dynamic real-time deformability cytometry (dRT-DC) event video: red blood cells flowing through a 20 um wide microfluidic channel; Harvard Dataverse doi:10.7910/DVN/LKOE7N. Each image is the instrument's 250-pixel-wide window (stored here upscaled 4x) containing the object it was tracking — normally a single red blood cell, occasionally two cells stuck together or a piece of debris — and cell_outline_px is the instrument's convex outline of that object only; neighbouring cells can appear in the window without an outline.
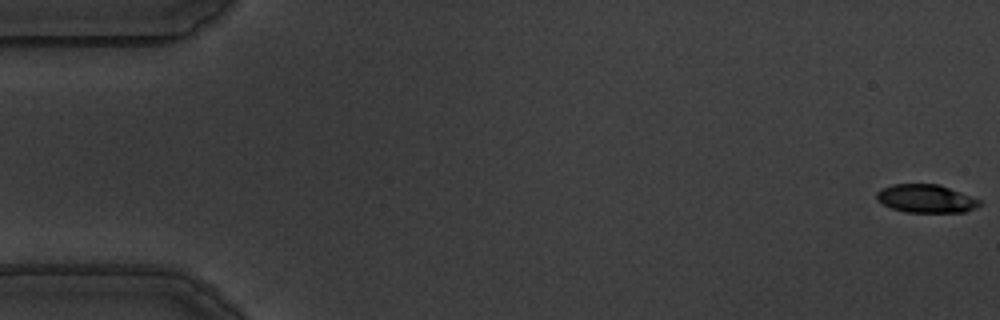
{"species": "common noctule bat (a hibernating species)", "species_latin": "Nyctalus noctula", "temperature_condition": "warm", "stored_images_in_passage": 57, "camera_frame_rate_fps": 3000, "um_per_image_px": 0.085, "animal": {"sex": "male", "body_mass_g": 19.5, "forearm_length_mm": 54.6}, "frame": {"image": 1, "passage_image": 1, "time_ms": 0.0, "image_size_px": [1000, 320], "cell_outline_px": [[980, 204], [976, 208], [964, 212], [908, 212], [892, 208], [876, 200], [876, 192], [892, 184], [940, 184], [980, 200]], "centroid_in_image_um": [78.7, 16.88], "position_along_channel_um": 6.3, "area_um2": 16.76}}
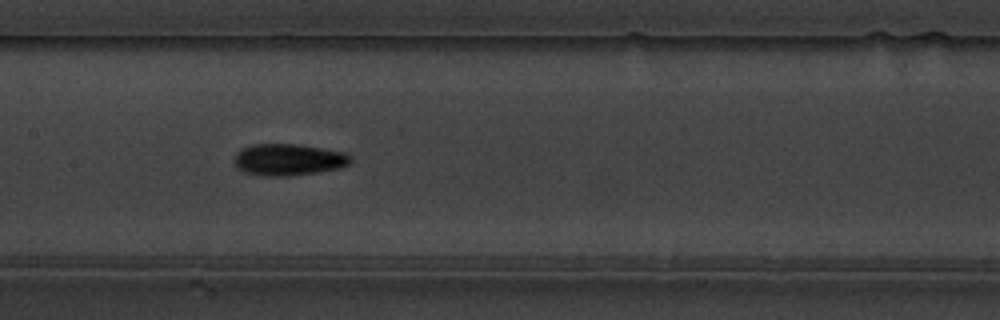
{"frame": {"image": 2, "passage_image": 28, "time_ms": 9.0, "image_size_px": [1000, 320], "cell_outline_px": [[352, 160], [348, 164], [340, 168], [316, 172], [288, 176], [264, 176], [244, 172], [236, 168], [232, 160], [236, 152], [240, 148], [252, 144], [296, 144], [344, 152], [352, 156]], "centroid_in_image_um": [24.46, 13.57], "position_along_channel_um": 182.9, "area_um2": 21.68}}
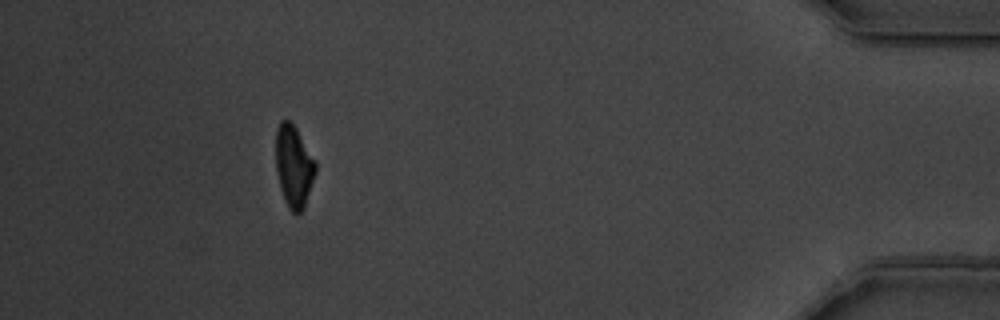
{"frame": {"image": 3, "passage_image": 52, "time_ms": 17.0, "image_size_px": [1000, 320], "cell_outline_px": [[316, 172], [304, 208], [300, 212], [292, 212], [288, 208], [284, 200], [280, 188], [276, 168], [276, 128], [280, 120], [288, 120], [296, 128], [316, 160]], "centroid_in_image_um": [24.97, 14.12], "position_along_channel_um": 410.2, "area_um2": 19.02}, "authors_computed_cell_mechanics": {"area_um2": 19.363, "velocity_mm_per_s": 3.5773, "shape_relaxation_time_tau1_ms": 3.0838, "shape_relaxation_time_tau2_ms": null, "deformation_change_tau1": 0.1659, "deformation_change_tau2": null}}